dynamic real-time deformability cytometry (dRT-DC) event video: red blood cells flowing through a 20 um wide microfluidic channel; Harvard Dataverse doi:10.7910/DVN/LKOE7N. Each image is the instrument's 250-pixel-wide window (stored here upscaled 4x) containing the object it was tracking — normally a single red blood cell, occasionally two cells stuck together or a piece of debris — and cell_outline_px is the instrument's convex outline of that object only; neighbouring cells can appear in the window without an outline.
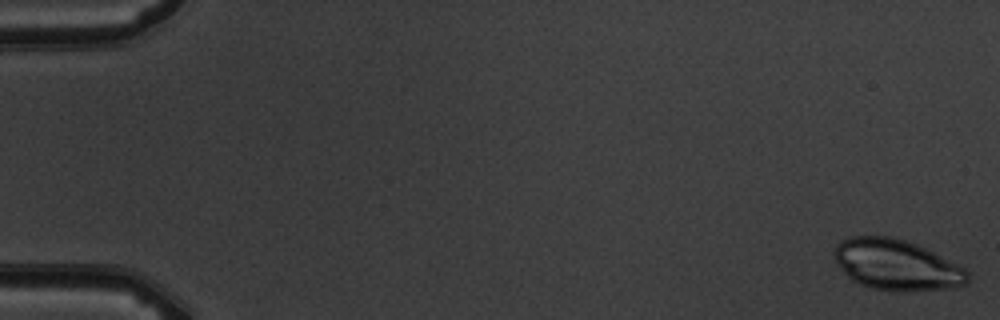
{"species": "common noctule bat (a hibernating species)", "species_latin": "Nyctalus noctula", "temperature_condition": "warm", "stored_images_in_passage": 6, "camera_frame_rate_fps": 3000, "um_per_image_px": 0.085, "animal": {"sex": "male", "body_mass_g": 19.5, "forearm_length_mm": 54.6}, "frame": {"image": 1, "passage_image": 1, "time_ms": 0.0, "image_size_px": [1000, 320], "cell_outline_px": [[968, 280], [964, 284], [952, 288], [912, 292], [896, 292], [872, 288], [860, 284], [852, 280], [844, 272], [832, 256], [832, 252], [836, 244], [840, 240], [852, 236], [892, 236], [916, 244], [964, 268], [968, 272]], "centroid_in_image_um": [76.16, 22.52], "position_along_channel_um": 8.8, "area_um2": 39.54}}
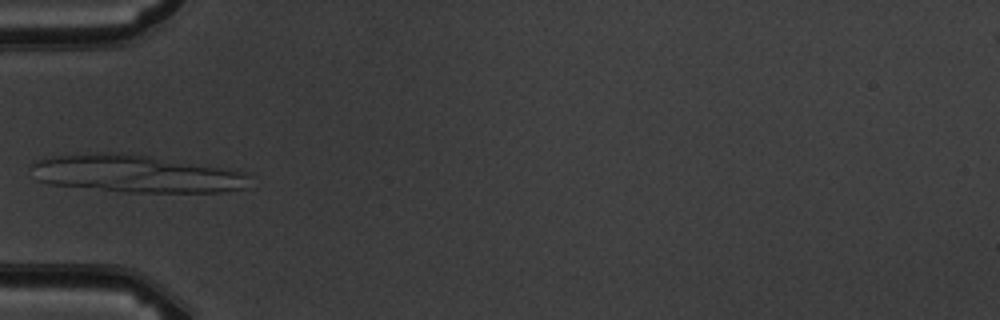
{"frame": {"image": 2, "passage_image": 6, "time_ms": 5.667, "image_size_px": [1000, 320], "cell_outline_px": [[248, 176], [244, 188], [220, 192], [124, 192], [48, 184], [36, 180], [32, 164], [36, 160], [44, 156], [100, 152], [120, 152], [148, 156], [228, 168], [244, 172]], "centroid_in_image_um": [11.48, 14.76], "position_along_channel_um": 73.5, "area_um2": 47.8}}